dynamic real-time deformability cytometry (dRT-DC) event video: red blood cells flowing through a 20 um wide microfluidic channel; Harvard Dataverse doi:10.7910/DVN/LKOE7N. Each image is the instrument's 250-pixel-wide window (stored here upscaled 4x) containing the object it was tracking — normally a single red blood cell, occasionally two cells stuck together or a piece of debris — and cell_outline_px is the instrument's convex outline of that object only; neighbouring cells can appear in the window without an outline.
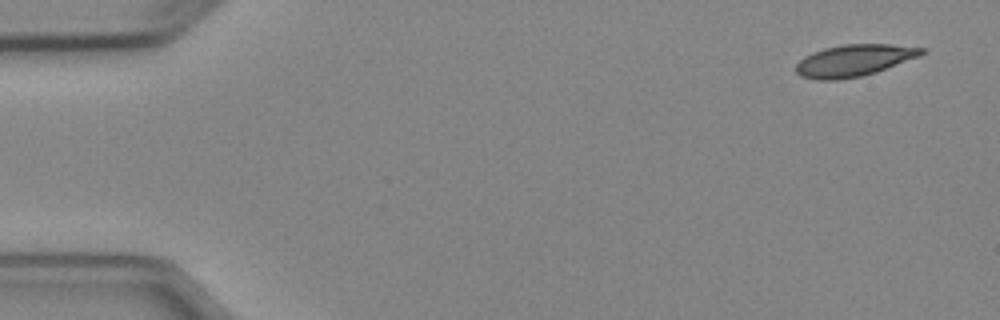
{"species": "Egyptian fruit bat (a non-hibernating species)", "species_latin": "Rousettus aegyptiacus", "temperature_condition": "cold", "stored_images_in_passage": 6, "camera_frame_rate_fps": 3000, "um_per_image_px": 0.085, "animal": {"sex": "female"}, "frame": {"image": 1, "passage_image": 1, "time_ms": 0.0, "image_size_px": [1000, 320], "cell_outline_px": [[928, 52], [920, 56], [876, 72], [860, 76], [836, 80], [816, 80], [800, 76], [796, 72], [796, 64], [804, 56], [812, 52], [824, 48], [844, 44], [888, 44], [928, 48]], "centroid_in_image_um": [72.61, 5.13], "position_along_channel_um": 12.4, "area_um2": 23.41}}
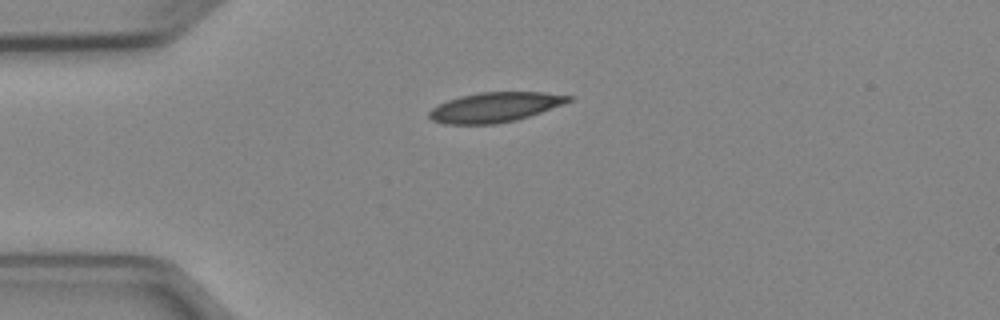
{"frame": {"image": 2, "passage_image": 3, "time_ms": 3.333, "image_size_px": [1000, 320], "cell_outline_px": [[576, 96], [572, 100], [540, 112], [516, 120], [496, 124], [444, 124], [432, 120], [428, 116], [428, 112], [432, 108], [448, 100], [460, 96], [480, 92], [544, 92]], "centroid_in_image_um": [42.06, 9.11], "position_along_channel_um": 42.9, "area_um2": 24.1}}
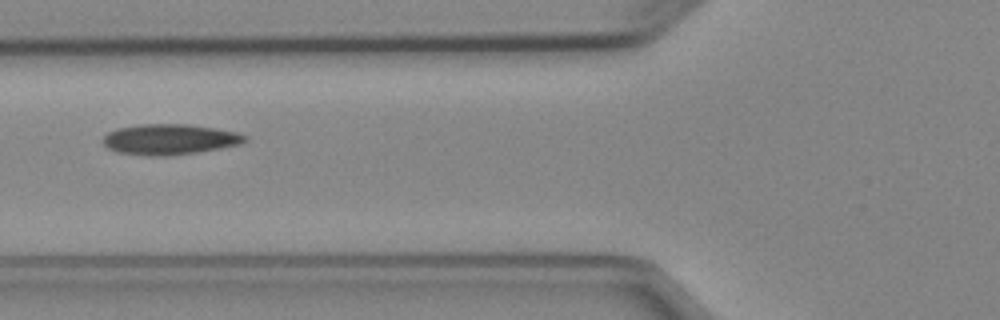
{"frame": {"image": 3, "passage_image": 5, "time_ms": 5.667, "image_size_px": [1000, 320], "cell_outline_px": [[248, 140], [240, 144], [220, 148], [196, 152], [168, 156], [148, 156], [116, 152], [108, 148], [104, 144], [104, 136], [108, 132], [116, 128], [140, 124], [188, 124], [236, 132], [248, 136]], "centroid_in_image_um": [14.4, 11.85], "position_along_channel_um": 111.4, "area_um2": 25.26}}